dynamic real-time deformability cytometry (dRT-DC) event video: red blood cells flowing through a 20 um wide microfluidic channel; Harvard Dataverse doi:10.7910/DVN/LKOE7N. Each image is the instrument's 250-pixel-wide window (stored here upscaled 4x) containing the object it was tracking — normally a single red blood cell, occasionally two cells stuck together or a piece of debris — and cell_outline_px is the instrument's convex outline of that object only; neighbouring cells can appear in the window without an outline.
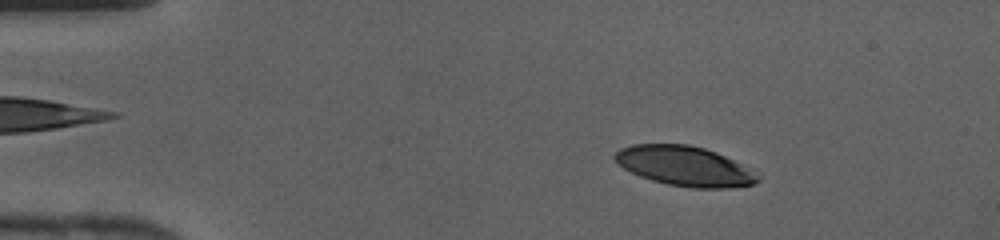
{"species": "human", "species_latin": "Homo sapiens", "temperature_condition": "cold", "stored_images_in_passage": 41, "camera_frame_rate_fps": 3000, "um_per_image_px": 0.085, "donor": {"sex": "female"}, "frame": {"image": 1, "passage_image": 6, "time_ms": 1.667, "image_size_px": [1000, 240], "cell_outline_px": [[760, 180], [756, 184], [728, 188], [692, 188], [668, 184], [652, 180], [640, 176], [616, 164], [612, 156], [620, 148], [632, 144], [688, 144], [704, 148], [716, 152], [740, 164], [760, 176]], "centroid_in_image_um": [58.16, 14.12], "position_along_channel_um": 26.8, "area_um2": 33.06}}
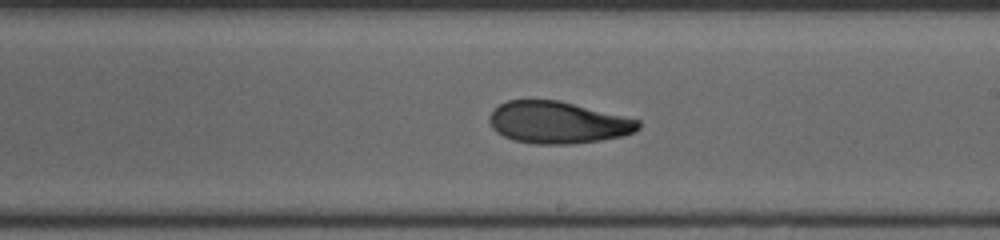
{"frame": {"image": 2, "passage_image": 24, "time_ms": 7.667, "image_size_px": [1000, 240], "cell_outline_px": [[640, 128], [624, 136], [600, 140], [568, 144], [536, 144], [512, 140], [496, 132], [492, 128], [488, 120], [488, 116], [500, 104], [508, 100], [560, 100], [640, 120]], "centroid_in_image_um": [47.4, 10.41], "position_along_channel_um": 241.6, "area_um2": 36.41}}
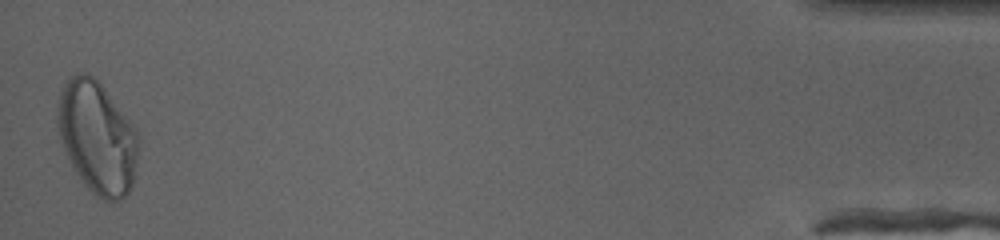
{"frame": {"image": 3, "passage_image": 41, "time_ms": 13.333, "image_size_px": [1000, 240], "cell_outline_px": [[140, 140], [132, 184], [128, 192], [120, 200], [104, 200], [92, 192], [84, 184], [76, 172], [64, 148], [56, 124], [56, 108], [60, 88], [68, 76], [76, 72], [88, 72], [104, 88], [136, 128]], "centroid_in_image_um": [8.24, 11.62], "position_along_channel_um": 427.0, "area_um2": 52.94}}